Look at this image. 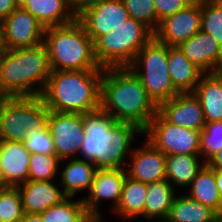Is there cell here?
Masks as SVG:
<instances>
[{
	"label": "cell",
	"instance_id": "cell-13",
	"mask_svg": "<svg viewBox=\"0 0 222 222\" xmlns=\"http://www.w3.org/2000/svg\"><path fill=\"white\" fill-rule=\"evenodd\" d=\"M201 21V5H188L159 22L154 38L168 46H179L201 30Z\"/></svg>",
	"mask_w": 222,
	"mask_h": 222
},
{
	"label": "cell",
	"instance_id": "cell-20",
	"mask_svg": "<svg viewBox=\"0 0 222 222\" xmlns=\"http://www.w3.org/2000/svg\"><path fill=\"white\" fill-rule=\"evenodd\" d=\"M167 62L174 88L179 93L194 92L205 73L190 62L178 46H168Z\"/></svg>",
	"mask_w": 222,
	"mask_h": 222
},
{
	"label": "cell",
	"instance_id": "cell-36",
	"mask_svg": "<svg viewBox=\"0 0 222 222\" xmlns=\"http://www.w3.org/2000/svg\"><path fill=\"white\" fill-rule=\"evenodd\" d=\"M153 2L157 13V27L159 22L190 5L186 0H153Z\"/></svg>",
	"mask_w": 222,
	"mask_h": 222
},
{
	"label": "cell",
	"instance_id": "cell-14",
	"mask_svg": "<svg viewBox=\"0 0 222 222\" xmlns=\"http://www.w3.org/2000/svg\"><path fill=\"white\" fill-rule=\"evenodd\" d=\"M129 18L122 0H108L95 5L77 17L95 42L100 36L117 28Z\"/></svg>",
	"mask_w": 222,
	"mask_h": 222
},
{
	"label": "cell",
	"instance_id": "cell-27",
	"mask_svg": "<svg viewBox=\"0 0 222 222\" xmlns=\"http://www.w3.org/2000/svg\"><path fill=\"white\" fill-rule=\"evenodd\" d=\"M220 216L210 207L187 195H175L167 219L170 222H218Z\"/></svg>",
	"mask_w": 222,
	"mask_h": 222
},
{
	"label": "cell",
	"instance_id": "cell-37",
	"mask_svg": "<svg viewBox=\"0 0 222 222\" xmlns=\"http://www.w3.org/2000/svg\"><path fill=\"white\" fill-rule=\"evenodd\" d=\"M108 0H69L70 8L76 18L85 10Z\"/></svg>",
	"mask_w": 222,
	"mask_h": 222
},
{
	"label": "cell",
	"instance_id": "cell-30",
	"mask_svg": "<svg viewBox=\"0 0 222 222\" xmlns=\"http://www.w3.org/2000/svg\"><path fill=\"white\" fill-rule=\"evenodd\" d=\"M61 161L56 154H37L32 153L29 158V176L30 181H55L54 178L59 174V165Z\"/></svg>",
	"mask_w": 222,
	"mask_h": 222
},
{
	"label": "cell",
	"instance_id": "cell-28",
	"mask_svg": "<svg viewBox=\"0 0 222 222\" xmlns=\"http://www.w3.org/2000/svg\"><path fill=\"white\" fill-rule=\"evenodd\" d=\"M147 184L135 181L128 176L125 179L121 198L115 215L119 218L135 220V218H144V205L146 201Z\"/></svg>",
	"mask_w": 222,
	"mask_h": 222
},
{
	"label": "cell",
	"instance_id": "cell-25",
	"mask_svg": "<svg viewBox=\"0 0 222 222\" xmlns=\"http://www.w3.org/2000/svg\"><path fill=\"white\" fill-rule=\"evenodd\" d=\"M175 191L167 179L147 184L144 219L148 222L167 219L172 201L179 194Z\"/></svg>",
	"mask_w": 222,
	"mask_h": 222
},
{
	"label": "cell",
	"instance_id": "cell-19",
	"mask_svg": "<svg viewBox=\"0 0 222 222\" xmlns=\"http://www.w3.org/2000/svg\"><path fill=\"white\" fill-rule=\"evenodd\" d=\"M31 153L23 142L2 140L0 161L6 187H17L28 181Z\"/></svg>",
	"mask_w": 222,
	"mask_h": 222
},
{
	"label": "cell",
	"instance_id": "cell-32",
	"mask_svg": "<svg viewBox=\"0 0 222 222\" xmlns=\"http://www.w3.org/2000/svg\"><path fill=\"white\" fill-rule=\"evenodd\" d=\"M222 148V121L206 122L200 135L201 160L207 163Z\"/></svg>",
	"mask_w": 222,
	"mask_h": 222
},
{
	"label": "cell",
	"instance_id": "cell-46",
	"mask_svg": "<svg viewBox=\"0 0 222 222\" xmlns=\"http://www.w3.org/2000/svg\"><path fill=\"white\" fill-rule=\"evenodd\" d=\"M215 4L222 8V0H212Z\"/></svg>",
	"mask_w": 222,
	"mask_h": 222
},
{
	"label": "cell",
	"instance_id": "cell-33",
	"mask_svg": "<svg viewBox=\"0 0 222 222\" xmlns=\"http://www.w3.org/2000/svg\"><path fill=\"white\" fill-rule=\"evenodd\" d=\"M130 18L144 23L153 32L157 29V13L153 0H122Z\"/></svg>",
	"mask_w": 222,
	"mask_h": 222
},
{
	"label": "cell",
	"instance_id": "cell-10",
	"mask_svg": "<svg viewBox=\"0 0 222 222\" xmlns=\"http://www.w3.org/2000/svg\"><path fill=\"white\" fill-rule=\"evenodd\" d=\"M48 129L54 143L56 156L61 161L79 158L77 156H79L78 153H80L85 137L82 114L50 110Z\"/></svg>",
	"mask_w": 222,
	"mask_h": 222
},
{
	"label": "cell",
	"instance_id": "cell-41",
	"mask_svg": "<svg viewBox=\"0 0 222 222\" xmlns=\"http://www.w3.org/2000/svg\"><path fill=\"white\" fill-rule=\"evenodd\" d=\"M214 175L219 195L222 199V170L214 169Z\"/></svg>",
	"mask_w": 222,
	"mask_h": 222
},
{
	"label": "cell",
	"instance_id": "cell-43",
	"mask_svg": "<svg viewBox=\"0 0 222 222\" xmlns=\"http://www.w3.org/2000/svg\"><path fill=\"white\" fill-rule=\"evenodd\" d=\"M5 50L3 45L2 23L0 21V54Z\"/></svg>",
	"mask_w": 222,
	"mask_h": 222
},
{
	"label": "cell",
	"instance_id": "cell-23",
	"mask_svg": "<svg viewBox=\"0 0 222 222\" xmlns=\"http://www.w3.org/2000/svg\"><path fill=\"white\" fill-rule=\"evenodd\" d=\"M200 100L205 122L222 121V76L204 74L193 92Z\"/></svg>",
	"mask_w": 222,
	"mask_h": 222
},
{
	"label": "cell",
	"instance_id": "cell-4",
	"mask_svg": "<svg viewBox=\"0 0 222 222\" xmlns=\"http://www.w3.org/2000/svg\"><path fill=\"white\" fill-rule=\"evenodd\" d=\"M103 69L52 70L41 98L54 112L85 113L100 107Z\"/></svg>",
	"mask_w": 222,
	"mask_h": 222
},
{
	"label": "cell",
	"instance_id": "cell-39",
	"mask_svg": "<svg viewBox=\"0 0 222 222\" xmlns=\"http://www.w3.org/2000/svg\"><path fill=\"white\" fill-rule=\"evenodd\" d=\"M206 164L212 169L222 170V148Z\"/></svg>",
	"mask_w": 222,
	"mask_h": 222
},
{
	"label": "cell",
	"instance_id": "cell-6",
	"mask_svg": "<svg viewBox=\"0 0 222 222\" xmlns=\"http://www.w3.org/2000/svg\"><path fill=\"white\" fill-rule=\"evenodd\" d=\"M153 37L149 27L129 17L94 42L95 58L102 68L128 67Z\"/></svg>",
	"mask_w": 222,
	"mask_h": 222
},
{
	"label": "cell",
	"instance_id": "cell-42",
	"mask_svg": "<svg viewBox=\"0 0 222 222\" xmlns=\"http://www.w3.org/2000/svg\"><path fill=\"white\" fill-rule=\"evenodd\" d=\"M0 188H5V179L3 176V168L0 161Z\"/></svg>",
	"mask_w": 222,
	"mask_h": 222
},
{
	"label": "cell",
	"instance_id": "cell-12",
	"mask_svg": "<svg viewBox=\"0 0 222 222\" xmlns=\"http://www.w3.org/2000/svg\"><path fill=\"white\" fill-rule=\"evenodd\" d=\"M1 23L5 49L34 47L43 43L45 27L24 8H17Z\"/></svg>",
	"mask_w": 222,
	"mask_h": 222
},
{
	"label": "cell",
	"instance_id": "cell-24",
	"mask_svg": "<svg viewBox=\"0 0 222 222\" xmlns=\"http://www.w3.org/2000/svg\"><path fill=\"white\" fill-rule=\"evenodd\" d=\"M199 157L201 159L200 154L166 155V179L173 188L176 186L187 189L191 185L197 173L206 164L203 160L200 161Z\"/></svg>",
	"mask_w": 222,
	"mask_h": 222
},
{
	"label": "cell",
	"instance_id": "cell-18",
	"mask_svg": "<svg viewBox=\"0 0 222 222\" xmlns=\"http://www.w3.org/2000/svg\"><path fill=\"white\" fill-rule=\"evenodd\" d=\"M24 213L40 214L66 198L53 181H26L17 186Z\"/></svg>",
	"mask_w": 222,
	"mask_h": 222
},
{
	"label": "cell",
	"instance_id": "cell-9",
	"mask_svg": "<svg viewBox=\"0 0 222 222\" xmlns=\"http://www.w3.org/2000/svg\"><path fill=\"white\" fill-rule=\"evenodd\" d=\"M143 135L165 155L200 154L201 131L172 124L159 112L154 115Z\"/></svg>",
	"mask_w": 222,
	"mask_h": 222
},
{
	"label": "cell",
	"instance_id": "cell-34",
	"mask_svg": "<svg viewBox=\"0 0 222 222\" xmlns=\"http://www.w3.org/2000/svg\"><path fill=\"white\" fill-rule=\"evenodd\" d=\"M201 31L213 36L222 46V8L212 0L201 5Z\"/></svg>",
	"mask_w": 222,
	"mask_h": 222
},
{
	"label": "cell",
	"instance_id": "cell-31",
	"mask_svg": "<svg viewBox=\"0 0 222 222\" xmlns=\"http://www.w3.org/2000/svg\"><path fill=\"white\" fill-rule=\"evenodd\" d=\"M24 214L22 199L18 188H0V217L2 221L20 222Z\"/></svg>",
	"mask_w": 222,
	"mask_h": 222
},
{
	"label": "cell",
	"instance_id": "cell-11",
	"mask_svg": "<svg viewBox=\"0 0 222 222\" xmlns=\"http://www.w3.org/2000/svg\"><path fill=\"white\" fill-rule=\"evenodd\" d=\"M126 177L125 168L97 169L88 195L82 198L88 214L96 222L105 221L100 212L103 200L112 202L113 211L117 208Z\"/></svg>",
	"mask_w": 222,
	"mask_h": 222
},
{
	"label": "cell",
	"instance_id": "cell-15",
	"mask_svg": "<svg viewBox=\"0 0 222 222\" xmlns=\"http://www.w3.org/2000/svg\"><path fill=\"white\" fill-rule=\"evenodd\" d=\"M125 168L127 176L142 183H153L166 179V155L147 139L142 147L132 150Z\"/></svg>",
	"mask_w": 222,
	"mask_h": 222
},
{
	"label": "cell",
	"instance_id": "cell-47",
	"mask_svg": "<svg viewBox=\"0 0 222 222\" xmlns=\"http://www.w3.org/2000/svg\"><path fill=\"white\" fill-rule=\"evenodd\" d=\"M154 222H170L168 219L156 220Z\"/></svg>",
	"mask_w": 222,
	"mask_h": 222
},
{
	"label": "cell",
	"instance_id": "cell-38",
	"mask_svg": "<svg viewBox=\"0 0 222 222\" xmlns=\"http://www.w3.org/2000/svg\"><path fill=\"white\" fill-rule=\"evenodd\" d=\"M16 9L17 6L14 0H0V21L2 22Z\"/></svg>",
	"mask_w": 222,
	"mask_h": 222
},
{
	"label": "cell",
	"instance_id": "cell-1",
	"mask_svg": "<svg viewBox=\"0 0 222 222\" xmlns=\"http://www.w3.org/2000/svg\"><path fill=\"white\" fill-rule=\"evenodd\" d=\"M82 115L85 137L80 159L91 161L97 169L126 168L132 141L136 134L143 136V131L134 124L116 121L101 107Z\"/></svg>",
	"mask_w": 222,
	"mask_h": 222
},
{
	"label": "cell",
	"instance_id": "cell-44",
	"mask_svg": "<svg viewBox=\"0 0 222 222\" xmlns=\"http://www.w3.org/2000/svg\"><path fill=\"white\" fill-rule=\"evenodd\" d=\"M17 8H24L29 0H14Z\"/></svg>",
	"mask_w": 222,
	"mask_h": 222
},
{
	"label": "cell",
	"instance_id": "cell-8",
	"mask_svg": "<svg viewBox=\"0 0 222 222\" xmlns=\"http://www.w3.org/2000/svg\"><path fill=\"white\" fill-rule=\"evenodd\" d=\"M50 110L39 97H0V139L24 142L34 128L46 129Z\"/></svg>",
	"mask_w": 222,
	"mask_h": 222
},
{
	"label": "cell",
	"instance_id": "cell-26",
	"mask_svg": "<svg viewBox=\"0 0 222 222\" xmlns=\"http://www.w3.org/2000/svg\"><path fill=\"white\" fill-rule=\"evenodd\" d=\"M188 188L190 190L186 195L189 198L210 207L222 216V199L216 185L214 169L205 164Z\"/></svg>",
	"mask_w": 222,
	"mask_h": 222
},
{
	"label": "cell",
	"instance_id": "cell-3",
	"mask_svg": "<svg viewBox=\"0 0 222 222\" xmlns=\"http://www.w3.org/2000/svg\"><path fill=\"white\" fill-rule=\"evenodd\" d=\"M52 72L44 43L0 54V97H39Z\"/></svg>",
	"mask_w": 222,
	"mask_h": 222
},
{
	"label": "cell",
	"instance_id": "cell-49",
	"mask_svg": "<svg viewBox=\"0 0 222 222\" xmlns=\"http://www.w3.org/2000/svg\"><path fill=\"white\" fill-rule=\"evenodd\" d=\"M218 222H222V217L219 218Z\"/></svg>",
	"mask_w": 222,
	"mask_h": 222
},
{
	"label": "cell",
	"instance_id": "cell-16",
	"mask_svg": "<svg viewBox=\"0 0 222 222\" xmlns=\"http://www.w3.org/2000/svg\"><path fill=\"white\" fill-rule=\"evenodd\" d=\"M158 112L170 123L202 131L205 118L199 98L193 92L178 93L158 106Z\"/></svg>",
	"mask_w": 222,
	"mask_h": 222
},
{
	"label": "cell",
	"instance_id": "cell-2",
	"mask_svg": "<svg viewBox=\"0 0 222 222\" xmlns=\"http://www.w3.org/2000/svg\"><path fill=\"white\" fill-rule=\"evenodd\" d=\"M100 107L116 121L134 124L142 131L158 112V106L128 67L103 69Z\"/></svg>",
	"mask_w": 222,
	"mask_h": 222
},
{
	"label": "cell",
	"instance_id": "cell-17",
	"mask_svg": "<svg viewBox=\"0 0 222 222\" xmlns=\"http://www.w3.org/2000/svg\"><path fill=\"white\" fill-rule=\"evenodd\" d=\"M178 47L205 74L217 73L222 65V46L213 36L201 30Z\"/></svg>",
	"mask_w": 222,
	"mask_h": 222
},
{
	"label": "cell",
	"instance_id": "cell-22",
	"mask_svg": "<svg viewBox=\"0 0 222 222\" xmlns=\"http://www.w3.org/2000/svg\"><path fill=\"white\" fill-rule=\"evenodd\" d=\"M24 9L45 28L67 25L77 19L69 0H29Z\"/></svg>",
	"mask_w": 222,
	"mask_h": 222
},
{
	"label": "cell",
	"instance_id": "cell-7",
	"mask_svg": "<svg viewBox=\"0 0 222 222\" xmlns=\"http://www.w3.org/2000/svg\"><path fill=\"white\" fill-rule=\"evenodd\" d=\"M167 61L168 45L153 37L128 66L157 106L179 93L171 82Z\"/></svg>",
	"mask_w": 222,
	"mask_h": 222
},
{
	"label": "cell",
	"instance_id": "cell-40",
	"mask_svg": "<svg viewBox=\"0 0 222 222\" xmlns=\"http://www.w3.org/2000/svg\"><path fill=\"white\" fill-rule=\"evenodd\" d=\"M20 222H43L40 214L25 213Z\"/></svg>",
	"mask_w": 222,
	"mask_h": 222
},
{
	"label": "cell",
	"instance_id": "cell-21",
	"mask_svg": "<svg viewBox=\"0 0 222 222\" xmlns=\"http://www.w3.org/2000/svg\"><path fill=\"white\" fill-rule=\"evenodd\" d=\"M66 165L60 173L61 186L59 187L66 197H74L76 193L88 191L91 188L97 171L96 166L84 159L73 158L62 160ZM68 161V162H67ZM67 162V163H66Z\"/></svg>",
	"mask_w": 222,
	"mask_h": 222
},
{
	"label": "cell",
	"instance_id": "cell-45",
	"mask_svg": "<svg viewBox=\"0 0 222 222\" xmlns=\"http://www.w3.org/2000/svg\"><path fill=\"white\" fill-rule=\"evenodd\" d=\"M190 5H202L204 2L208 0H186Z\"/></svg>",
	"mask_w": 222,
	"mask_h": 222
},
{
	"label": "cell",
	"instance_id": "cell-5",
	"mask_svg": "<svg viewBox=\"0 0 222 222\" xmlns=\"http://www.w3.org/2000/svg\"><path fill=\"white\" fill-rule=\"evenodd\" d=\"M43 43L52 70L104 69L95 58L94 41L77 19L67 25L45 28Z\"/></svg>",
	"mask_w": 222,
	"mask_h": 222
},
{
	"label": "cell",
	"instance_id": "cell-29",
	"mask_svg": "<svg viewBox=\"0 0 222 222\" xmlns=\"http://www.w3.org/2000/svg\"><path fill=\"white\" fill-rule=\"evenodd\" d=\"M43 222H96L87 212L82 198L66 197L59 204L40 213Z\"/></svg>",
	"mask_w": 222,
	"mask_h": 222
},
{
	"label": "cell",
	"instance_id": "cell-48",
	"mask_svg": "<svg viewBox=\"0 0 222 222\" xmlns=\"http://www.w3.org/2000/svg\"><path fill=\"white\" fill-rule=\"evenodd\" d=\"M218 73L222 76V65H221V67L219 68Z\"/></svg>",
	"mask_w": 222,
	"mask_h": 222
},
{
	"label": "cell",
	"instance_id": "cell-35",
	"mask_svg": "<svg viewBox=\"0 0 222 222\" xmlns=\"http://www.w3.org/2000/svg\"><path fill=\"white\" fill-rule=\"evenodd\" d=\"M23 143L25 148L31 154H56L54 143L48 127L46 129L34 128L32 131H29Z\"/></svg>",
	"mask_w": 222,
	"mask_h": 222
}]
</instances>
